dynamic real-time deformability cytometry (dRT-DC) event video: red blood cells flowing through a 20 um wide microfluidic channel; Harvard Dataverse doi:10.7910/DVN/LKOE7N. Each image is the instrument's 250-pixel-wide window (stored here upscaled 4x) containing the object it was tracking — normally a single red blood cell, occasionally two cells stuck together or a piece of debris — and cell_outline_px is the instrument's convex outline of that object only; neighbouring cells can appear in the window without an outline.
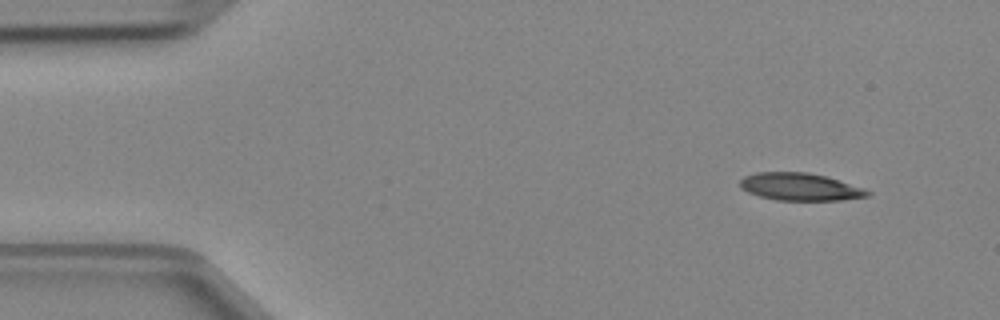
{"species": "Egyptian fruit bat (a non-hibernating species)", "species_latin": "Rousettus aegyptiacus", "temperature_condition": "cold", "stored_images_in_passage": 4, "camera_frame_rate_fps": 3000, "um_per_image_px": 0.085, "animal": {"sex": "female"}, "frame": {"image": 1, "passage_image": 1, "time_ms": 0.0, "image_size_px": [1000, 320], "cell_outline_px": [[872, 192], [868, 196], [840, 200], [776, 200], [760, 196], [748, 192], [740, 188], [740, 180], [744, 176], [756, 172], [808, 172], [824, 176], [864, 188]], "centroid_in_image_um": [67.98, 15.88], "position_along_channel_um": 17.0, "area_um2": 20.29}}
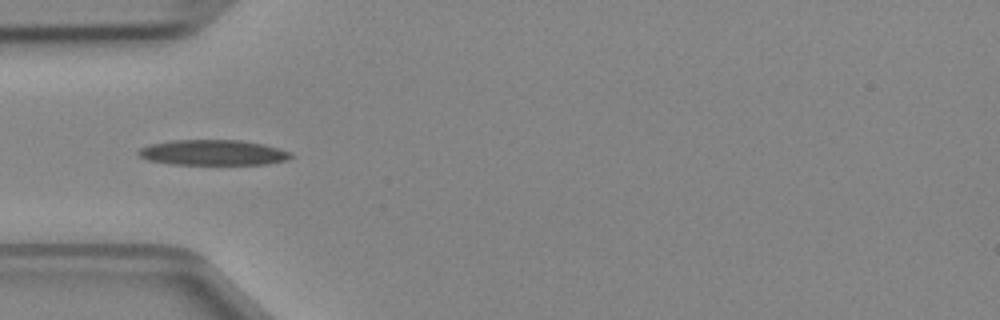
{"frame": {"image": 2, "passage_image": 4, "time_ms": 1.0, "image_size_px": [1000, 320], "cell_outline_px": [[292, 156], [288, 160], [268, 164], [172, 164], [148, 160], [140, 156], [136, 152], [140, 148], [148, 144], [172, 140], [240, 140], [264, 144], [280, 148], [292, 152]], "centroid_in_image_um": [18.12, 12.96], "position_along_channel_um": 66.9, "area_um2": 22.72}}